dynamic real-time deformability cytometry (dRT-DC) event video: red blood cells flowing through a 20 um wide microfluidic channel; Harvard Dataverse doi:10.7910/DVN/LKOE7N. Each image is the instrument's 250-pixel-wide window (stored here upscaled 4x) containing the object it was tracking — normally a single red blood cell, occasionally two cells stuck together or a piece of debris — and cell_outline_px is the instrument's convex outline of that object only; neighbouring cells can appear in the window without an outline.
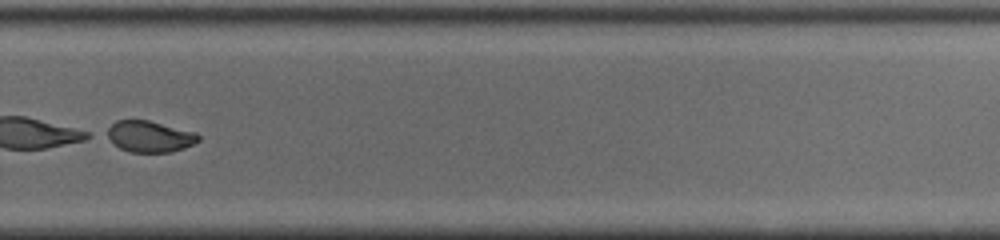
{"species": "common noctule bat (a hibernating species)", "species_latin": "Nyctalus noctula", "temperature_condition": "cold", "stored_images_in_passage": 36, "camera_frame_rate_fps": 3000, "um_per_image_px": 0.085, "animal": {"sex": "male", "body_mass_g": 19.0, "forearm_length_mm": 50.8}, "frame": {"image": 1, "passage_image": 21, "time_ms": 6.667, "image_size_px": [1000, 240], "cell_outline_px": [[200, 140], [184, 148], [172, 152], [128, 152], [120, 148], [104, 136], [100, 132], [116, 120], [148, 120], [196, 132], [200, 136]], "centroid_in_image_um": [12.64, 11.59], "position_along_channel_um": 317.2, "area_um2": 17.05}}